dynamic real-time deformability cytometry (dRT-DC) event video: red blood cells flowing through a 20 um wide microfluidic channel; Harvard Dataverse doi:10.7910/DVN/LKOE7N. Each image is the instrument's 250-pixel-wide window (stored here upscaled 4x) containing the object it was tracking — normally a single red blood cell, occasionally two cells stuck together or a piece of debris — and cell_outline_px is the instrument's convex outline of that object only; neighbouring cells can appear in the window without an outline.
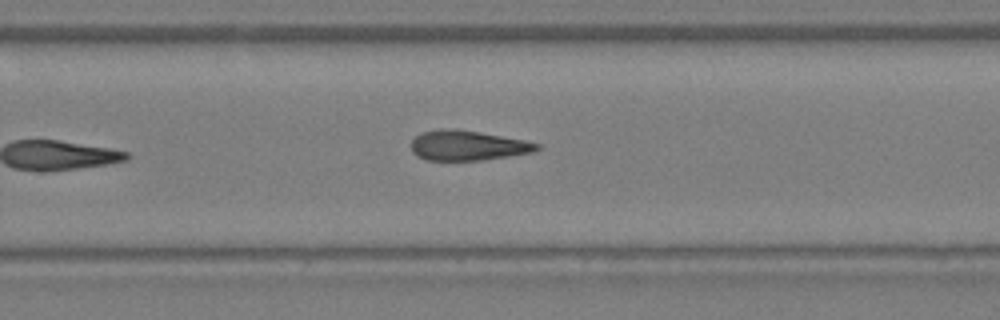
{"species": "Egyptian fruit bat (a non-hibernating species)", "species_latin": "Rousettus aegyptiacus", "temperature_condition": "warm", "stored_images_in_passage": 16, "camera_frame_rate_fps": 3000, "um_per_image_px": 0.085, "animal": {"sex": "female"}, "frame": {"image": 1, "passage_image": 16, "time_ms": 5.0, "image_size_px": [1000, 320], "cell_outline_px": [[540, 148], [532, 152], [508, 156], [480, 160], [424, 160], [416, 156], [412, 152], [412, 140], [420, 132], [444, 128], [480, 132], [524, 140], [540, 144]], "centroid_in_image_um": [39.71, 12.37], "position_along_channel_um": 290.1, "area_um2": 21.79}}